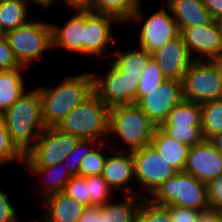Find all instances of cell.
<instances>
[{"mask_svg":"<svg viewBox=\"0 0 222 222\" xmlns=\"http://www.w3.org/2000/svg\"><path fill=\"white\" fill-rule=\"evenodd\" d=\"M36 88L39 91L45 127H57L67 114L95 93L92 71L68 75L60 84L51 87Z\"/></svg>","mask_w":222,"mask_h":222,"instance_id":"cell-1","label":"cell"},{"mask_svg":"<svg viewBox=\"0 0 222 222\" xmlns=\"http://www.w3.org/2000/svg\"><path fill=\"white\" fill-rule=\"evenodd\" d=\"M11 140L25 154L46 128L42 118L39 91L34 87L3 112Z\"/></svg>","mask_w":222,"mask_h":222,"instance_id":"cell-2","label":"cell"},{"mask_svg":"<svg viewBox=\"0 0 222 222\" xmlns=\"http://www.w3.org/2000/svg\"><path fill=\"white\" fill-rule=\"evenodd\" d=\"M155 128L154 123L136 104L117 105L109 111L107 142L120 137L127 149L125 147L116 150L133 152L151 143Z\"/></svg>","mask_w":222,"mask_h":222,"instance_id":"cell-3","label":"cell"},{"mask_svg":"<svg viewBox=\"0 0 222 222\" xmlns=\"http://www.w3.org/2000/svg\"><path fill=\"white\" fill-rule=\"evenodd\" d=\"M109 111L110 108L94 93L67 114L57 128L79 139L105 142L109 135Z\"/></svg>","mask_w":222,"mask_h":222,"instance_id":"cell-4","label":"cell"},{"mask_svg":"<svg viewBox=\"0 0 222 222\" xmlns=\"http://www.w3.org/2000/svg\"><path fill=\"white\" fill-rule=\"evenodd\" d=\"M155 204L176 205L209 212L206 184L186 172H177L147 197Z\"/></svg>","mask_w":222,"mask_h":222,"instance_id":"cell-5","label":"cell"},{"mask_svg":"<svg viewBox=\"0 0 222 222\" xmlns=\"http://www.w3.org/2000/svg\"><path fill=\"white\" fill-rule=\"evenodd\" d=\"M4 35L18 63L26 68H30L34 60H41L45 51L52 49L50 22L29 20Z\"/></svg>","mask_w":222,"mask_h":222,"instance_id":"cell-6","label":"cell"},{"mask_svg":"<svg viewBox=\"0 0 222 222\" xmlns=\"http://www.w3.org/2000/svg\"><path fill=\"white\" fill-rule=\"evenodd\" d=\"M182 89L184 100L198 104L222 98V60H193Z\"/></svg>","mask_w":222,"mask_h":222,"instance_id":"cell-7","label":"cell"},{"mask_svg":"<svg viewBox=\"0 0 222 222\" xmlns=\"http://www.w3.org/2000/svg\"><path fill=\"white\" fill-rule=\"evenodd\" d=\"M80 139L57 127H46L35 144L25 153L26 167H49L63 161Z\"/></svg>","mask_w":222,"mask_h":222,"instance_id":"cell-8","label":"cell"},{"mask_svg":"<svg viewBox=\"0 0 222 222\" xmlns=\"http://www.w3.org/2000/svg\"><path fill=\"white\" fill-rule=\"evenodd\" d=\"M110 68L105 74L94 77V92L109 108L117 105H132L137 102L140 78L125 75L110 59Z\"/></svg>","mask_w":222,"mask_h":222,"instance_id":"cell-9","label":"cell"},{"mask_svg":"<svg viewBox=\"0 0 222 222\" xmlns=\"http://www.w3.org/2000/svg\"><path fill=\"white\" fill-rule=\"evenodd\" d=\"M134 161V177L138 186L143 187L150 197L157 188L174 176L178 171L166 162L151 145L132 152ZM140 182V183H138Z\"/></svg>","mask_w":222,"mask_h":222,"instance_id":"cell-10","label":"cell"},{"mask_svg":"<svg viewBox=\"0 0 222 222\" xmlns=\"http://www.w3.org/2000/svg\"><path fill=\"white\" fill-rule=\"evenodd\" d=\"M183 99L182 81L166 79L156 89L144 91V96L135 104L155 126H160L172 109Z\"/></svg>","mask_w":222,"mask_h":222,"instance_id":"cell-11","label":"cell"},{"mask_svg":"<svg viewBox=\"0 0 222 222\" xmlns=\"http://www.w3.org/2000/svg\"><path fill=\"white\" fill-rule=\"evenodd\" d=\"M116 24L122 25L113 16L85 11L84 55L88 58L96 56L95 59L101 58L102 60H106L108 55L110 59L111 52H107L109 46L116 42L113 35L114 30H112V26Z\"/></svg>","mask_w":222,"mask_h":222,"instance_id":"cell-12","label":"cell"},{"mask_svg":"<svg viewBox=\"0 0 222 222\" xmlns=\"http://www.w3.org/2000/svg\"><path fill=\"white\" fill-rule=\"evenodd\" d=\"M188 54L193 60H222V32L220 21L180 32Z\"/></svg>","mask_w":222,"mask_h":222,"instance_id":"cell-13","label":"cell"},{"mask_svg":"<svg viewBox=\"0 0 222 222\" xmlns=\"http://www.w3.org/2000/svg\"><path fill=\"white\" fill-rule=\"evenodd\" d=\"M163 7L159 11L150 14L140 27L139 47L150 54L180 34L177 23L168 7L165 4Z\"/></svg>","mask_w":222,"mask_h":222,"instance_id":"cell-14","label":"cell"},{"mask_svg":"<svg viewBox=\"0 0 222 222\" xmlns=\"http://www.w3.org/2000/svg\"><path fill=\"white\" fill-rule=\"evenodd\" d=\"M111 146H113L111 145V142L106 146L108 148H113L112 150L114 153H110V155L106 158L101 174L103 179L108 183L113 191H117L119 194L122 193L123 196L137 195L142 198H146V195L143 196V192L140 193L139 190H134L131 186L133 184L131 182L135 180L132 152L116 151V146Z\"/></svg>","mask_w":222,"mask_h":222,"instance_id":"cell-15","label":"cell"},{"mask_svg":"<svg viewBox=\"0 0 222 222\" xmlns=\"http://www.w3.org/2000/svg\"><path fill=\"white\" fill-rule=\"evenodd\" d=\"M184 172L207 184L222 172V154L203 140L189 148Z\"/></svg>","mask_w":222,"mask_h":222,"instance_id":"cell-16","label":"cell"},{"mask_svg":"<svg viewBox=\"0 0 222 222\" xmlns=\"http://www.w3.org/2000/svg\"><path fill=\"white\" fill-rule=\"evenodd\" d=\"M166 79L182 81L193 59L188 54L181 34L152 53Z\"/></svg>","mask_w":222,"mask_h":222,"instance_id":"cell-17","label":"cell"},{"mask_svg":"<svg viewBox=\"0 0 222 222\" xmlns=\"http://www.w3.org/2000/svg\"><path fill=\"white\" fill-rule=\"evenodd\" d=\"M64 25L51 23L52 49H65L70 53L84 55L85 11H74Z\"/></svg>","mask_w":222,"mask_h":222,"instance_id":"cell-18","label":"cell"},{"mask_svg":"<svg viewBox=\"0 0 222 222\" xmlns=\"http://www.w3.org/2000/svg\"><path fill=\"white\" fill-rule=\"evenodd\" d=\"M165 5L180 32L186 28L206 26L214 21L202 0H166Z\"/></svg>","mask_w":222,"mask_h":222,"instance_id":"cell-19","label":"cell"},{"mask_svg":"<svg viewBox=\"0 0 222 222\" xmlns=\"http://www.w3.org/2000/svg\"><path fill=\"white\" fill-rule=\"evenodd\" d=\"M43 202L46 213L43 214V220L38 219V222H78L86 208L63 192L50 195Z\"/></svg>","mask_w":222,"mask_h":222,"instance_id":"cell-20","label":"cell"},{"mask_svg":"<svg viewBox=\"0 0 222 222\" xmlns=\"http://www.w3.org/2000/svg\"><path fill=\"white\" fill-rule=\"evenodd\" d=\"M143 0H92L91 11L115 17L122 26L130 22H142Z\"/></svg>","mask_w":222,"mask_h":222,"instance_id":"cell-21","label":"cell"},{"mask_svg":"<svg viewBox=\"0 0 222 222\" xmlns=\"http://www.w3.org/2000/svg\"><path fill=\"white\" fill-rule=\"evenodd\" d=\"M150 144L168 164L178 172H184L190 147L168 136L159 126H156Z\"/></svg>","mask_w":222,"mask_h":222,"instance_id":"cell-22","label":"cell"},{"mask_svg":"<svg viewBox=\"0 0 222 222\" xmlns=\"http://www.w3.org/2000/svg\"><path fill=\"white\" fill-rule=\"evenodd\" d=\"M28 69L20 67L9 71H0V112L11 107L28 90L23 72Z\"/></svg>","mask_w":222,"mask_h":222,"instance_id":"cell-23","label":"cell"},{"mask_svg":"<svg viewBox=\"0 0 222 222\" xmlns=\"http://www.w3.org/2000/svg\"><path fill=\"white\" fill-rule=\"evenodd\" d=\"M64 162L60 161L49 167H26L34 176L42 178L44 187L43 199L64 191V188L72 177L66 169ZM44 179V180H43Z\"/></svg>","mask_w":222,"mask_h":222,"instance_id":"cell-24","label":"cell"},{"mask_svg":"<svg viewBox=\"0 0 222 222\" xmlns=\"http://www.w3.org/2000/svg\"><path fill=\"white\" fill-rule=\"evenodd\" d=\"M119 202L102 205V222H136V213L142 197L124 195Z\"/></svg>","mask_w":222,"mask_h":222,"instance_id":"cell-25","label":"cell"},{"mask_svg":"<svg viewBox=\"0 0 222 222\" xmlns=\"http://www.w3.org/2000/svg\"><path fill=\"white\" fill-rule=\"evenodd\" d=\"M30 5L25 0H0V28L5 34L26 24Z\"/></svg>","mask_w":222,"mask_h":222,"instance_id":"cell-26","label":"cell"},{"mask_svg":"<svg viewBox=\"0 0 222 222\" xmlns=\"http://www.w3.org/2000/svg\"><path fill=\"white\" fill-rule=\"evenodd\" d=\"M114 52V53H113ZM111 53L110 59L125 75L142 76V71L145 69L148 60L152 57V54L139 47L126 51L114 50Z\"/></svg>","mask_w":222,"mask_h":222,"instance_id":"cell-27","label":"cell"},{"mask_svg":"<svg viewBox=\"0 0 222 222\" xmlns=\"http://www.w3.org/2000/svg\"><path fill=\"white\" fill-rule=\"evenodd\" d=\"M201 132L203 139L222 133V98L200 104Z\"/></svg>","mask_w":222,"mask_h":222,"instance_id":"cell-28","label":"cell"},{"mask_svg":"<svg viewBox=\"0 0 222 222\" xmlns=\"http://www.w3.org/2000/svg\"><path fill=\"white\" fill-rule=\"evenodd\" d=\"M161 125H201L200 104L183 99Z\"/></svg>","mask_w":222,"mask_h":222,"instance_id":"cell-29","label":"cell"},{"mask_svg":"<svg viewBox=\"0 0 222 222\" xmlns=\"http://www.w3.org/2000/svg\"><path fill=\"white\" fill-rule=\"evenodd\" d=\"M159 127L168 136L188 147L199 144L204 140L201 125H160Z\"/></svg>","mask_w":222,"mask_h":222,"instance_id":"cell-30","label":"cell"},{"mask_svg":"<svg viewBox=\"0 0 222 222\" xmlns=\"http://www.w3.org/2000/svg\"><path fill=\"white\" fill-rule=\"evenodd\" d=\"M136 222H172L168 209L142 198L136 213Z\"/></svg>","mask_w":222,"mask_h":222,"instance_id":"cell-31","label":"cell"},{"mask_svg":"<svg viewBox=\"0 0 222 222\" xmlns=\"http://www.w3.org/2000/svg\"><path fill=\"white\" fill-rule=\"evenodd\" d=\"M166 80L165 76L162 74L157 62L151 57L145 69L142 71V76L138 83L137 89V101L144 96V91H151L156 89Z\"/></svg>","mask_w":222,"mask_h":222,"instance_id":"cell-32","label":"cell"},{"mask_svg":"<svg viewBox=\"0 0 222 222\" xmlns=\"http://www.w3.org/2000/svg\"><path fill=\"white\" fill-rule=\"evenodd\" d=\"M99 143L100 142L93 139H80L76 147L69 154H67L63 162L72 177L79 176L80 163L82 159L88 155Z\"/></svg>","mask_w":222,"mask_h":222,"instance_id":"cell-33","label":"cell"},{"mask_svg":"<svg viewBox=\"0 0 222 222\" xmlns=\"http://www.w3.org/2000/svg\"><path fill=\"white\" fill-rule=\"evenodd\" d=\"M108 144L107 141L100 142L88 155H86L81 163L79 169L80 177L101 175L107 156L103 153V146ZM103 150V151H102Z\"/></svg>","mask_w":222,"mask_h":222,"instance_id":"cell-34","label":"cell"},{"mask_svg":"<svg viewBox=\"0 0 222 222\" xmlns=\"http://www.w3.org/2000/svg\"><path fill=\"white\" fill-rule=\"evenodd\" d=\"M88 182V196L90 205L102 206L111 200L113 189L103 179L101 175L84 177Z\"/></svg>","mask_w":222,"mask_h":222,"instance_id":"cell-35","label":"cell"},{"mask_svg":"<svg viewBox=\"0 0 222 222\" xmlns=\"http://www.w3.org/2000/svg\"><path fill=\"white\" fill-rule=\"evenodd\" d=\"M68 197L76 199L85 206H90V198L88 196V182L84 177H71L66 184L64 191Z\"/></svg>","mask_w":222,"mask_h":222,"instance_id":"cell-36","label":"cell"},{"mask_svg":"<svg viewBox=\"0 0 222 222\" xmlns=\"http://www.w3.org/2000/svg\"><path fill=\"white\" fill-rule=\"evenodd\" d=\"M25 154L11 140L10 136H0V165L11 161L23 163Z\"/></svg>","mask_w":222,"mask_h":222,"instance_id":"cell-37","label":"cell"},{"mask_svg":"<svg viewBox=\"0 0 222 222\" xmlns=\"http://www.w3.org/2000/svg\"><path fill=\"white\" fill-rule=\"evenodd\" d=\"M207 198L210 211H217L222 208V172L206 184Z\"/></svg>","mask_w":222,"mask_h":222,"instance_id":"cell-38","label":"cell"},{"mask_svg":"<svg viewBox=\"0 0 222 222\" xmlns=\"http://www.w3.org/2000/svg\"><path fill=\"white\" fill-rule=\"evenodd\" d=\"M22 67L15 58L5 35L0 36V71H9Z\"/></svg>","mask_w":222,"mask_h":222,"instance_id":"cell-39","label":"cell"},{"mask_svg":"<svg viewBox=\"0 0 222 222\" xmlns=\"http://www.w3.org/2000/svg\"><path fill=\"white\" fill-rule=\"evenodd\" d=\"M171 216L172 222H197L202 211L180 207L176 205H164Z\"/></svg>","mask_w":222,"mask_h":222,"instance_id":"cell-40","label":"cell"},{"mask_svg":"<svg viewBox=\"0 0 222 222\" xmlns=\"http://www.w3.org/2000/svg\"><path fill=\"white\" fill-rule=\"evenodd\" d=\"M8 197L9 194L0 188V222H20L21 220L17 217L18 212Z\"/></svg>","mask_w":222,"mask_h":222,"instance_id":"cell-41","label":"cell"},{"mask_svg":"<svg viewBox=\"0 0 222 222\" xmlns=\"http://www.w3.org/2000/svg\"><path fill=\"white\" fill-rule=\"evenodd\" d=\"M78 222H102V206H86Z\"/></svg>","mask_w":222,"mask_h":222,"instance_id":"cell-42","label":"cell"},{"mask_svg":"<svg viewBox=\"0 0 222 222\" xmlns=\"http://www.w3.org/2000/svg\"><path fill=\"white\" fill-rule=\"evenodd\" d=\"M215 21H222V0H202Z\"/></svg>","mask_w":222,"mask_h":222,"instance_id":"cell-43","label":"cell"},{"mask_svg":"<svg viewBox=\"0 0 222 222\" xmlns=\"http://www.w3.org/2000/svg\"><path fill=\"white\" fill-rule=\"evenodd\" d=\"M57 1L58 0H55V2ZM63 3H66L73 11H91L92 6V0H64Z\"/></svg>","mask_w":222,"mask_h":222,"instance_id":"cell-44","label":"cell"},{"mask_svg":"<svg viewBox=\"0 0 222 222\" xmlns=\"http://www.w3.org/2000/svg\"><path fill=\"white\" fill-rule=\"evenodd\" d=\"M197 222H219V220L214 211H209L202 213Z\"/></svg>","mask_w":222,"mask_h":222,"instance_id":"cell-45","label":"cell"},{"mask_svg":"<svg viewBox=\"0 0 222 222\" xmlns=\"http://www.w3.org/2000/svg\"><path fill=\"white\" fill-rule=\"evenodd\" d=\"M26 2H28L30 5L32 4H36L37 6H41L44 9L45 8H50L53 7L52 5H55V0H25Z\"/></svg>","mask_w":222,"mask_h":222,"instance_id":"cell-46","label":"cell"},{"mask_svg":"<svg viewBox=\"0 0 222 222\" xmlns=\"http://www.w3.org/2000/svg\"><path fill=\"white\" fill-rule=\"evenodd\" d=\"M208 142L222 154V133L211 137Z\"/></svg>","mask_w":222,"mask_h":222,"instance_id":"cell-47","label":"cell"},{"mask_svg":"<svg viewBox=\"0 0 222 222\" xmlns=\"http://www.w3.org/2000/svg\"><path fill=\"white\" fill-rule=\"evenodd\" d=\"M0 136H10L5 128V119L3 112H0Z\"/></svg>","mask_w":222,"mask_h":222,"instance_id":"cell-48","label":"cell"},{"mask_svg":"<svg viewBox=\"0 0 222 222\" xmlns=\"http://www.w3.org/2000/svg\"><path fill=\"white\" fill-rule=\"evenodd\" d=\"M215 213H216V215L218 217L219 222H222V208L217 210V211H215Z\"/></svg>","mask_w":222,"mask_h":222,"instance_id":"cell-49","label":"cell"},{"mask_svg":"<svg viewBox=\"0 0 222 222\" xmlns=\"http://www.w3.org/2000/svg\"><path fill=\"white\" fill-rule=\"evenodd\" d=\"M4 35V33L2 32L1 28H0V36Z\"/></svg>","mask_w":222,"mask_h":222,"instance_id":"cell-50","label":"cell"},{"mask_svg":"<svg viewBox=\"0 0 222 222\" xmlns=\"http://www.w3.org/2000/svg\"><path fill=\"white\" fill-rule=\"evenodd\" d=\"M220 27H221V32H222V21H220Z\"/></svg>","mask_w":222,"mask_h":222,"instance_id":"cell-51","label":"cell"}]
</instances>
